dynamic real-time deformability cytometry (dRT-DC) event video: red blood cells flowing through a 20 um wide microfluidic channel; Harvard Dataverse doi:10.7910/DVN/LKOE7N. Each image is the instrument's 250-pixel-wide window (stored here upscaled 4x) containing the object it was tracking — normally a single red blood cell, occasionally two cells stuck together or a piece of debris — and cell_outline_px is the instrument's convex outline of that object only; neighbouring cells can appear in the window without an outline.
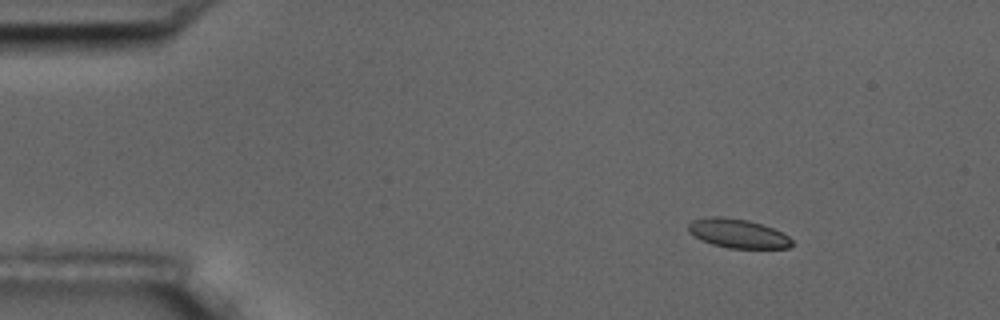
{"species": "common noctule bat (a hibernating species)", "species_latin": "Nyctalus noctula", "temperature_condition": "room temperature", "stored_images_in_passage": 7, "camera_frame_rate_fps": 3000, "um_per_image_px": 0.085, "animal": {"sex": "male", "body_mass_g": 17.5, "forearm_length_mm": 52.3}, "frame": {"image": 1, "passage_image": 2, "time_ms": 1.333, "image_size_px": [1000, 320], "cell_outline_px": [[792, 244], [788, 248], [728, 248], [712, 244], [700, 240], [688, 232], [688, 224], [692, 220], [708, 216], [720, 216], [748, 220], [772, 228], [788, 236], [792, 240]], "centroid_in_image_um": [62.66, 19.84], "position_along_channel_um": 22.3, "area_um2": 17.51}}
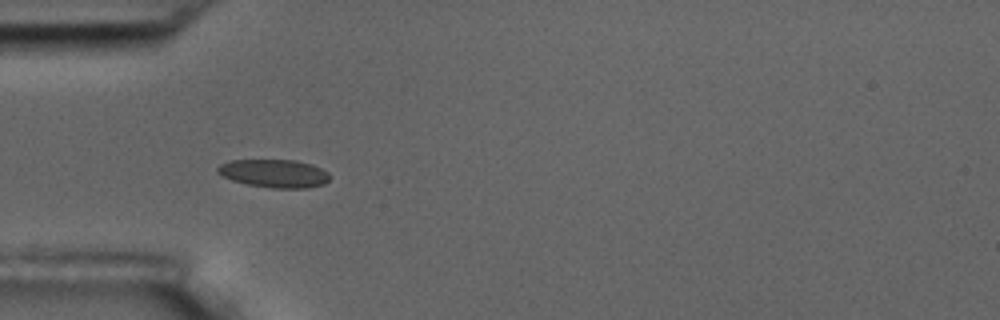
{"frame": {"image": 2, "passage_image": 5, "time_ms": 4.667, "image_size_px": [1000, 320], "cell_outline_px": [[328, 180], [324, 184], [308, 188], [272, 188], [248, 184], [232, 180], [220, 176], [216, 172], [216, 168], [220, 164], [228, 160], [296, 160], [312, 164], [328, 172]], "centroid_in_image_um": [23.27, 14.73], "position_along_channel_um": 61.7, "area_um2": 18.5}}